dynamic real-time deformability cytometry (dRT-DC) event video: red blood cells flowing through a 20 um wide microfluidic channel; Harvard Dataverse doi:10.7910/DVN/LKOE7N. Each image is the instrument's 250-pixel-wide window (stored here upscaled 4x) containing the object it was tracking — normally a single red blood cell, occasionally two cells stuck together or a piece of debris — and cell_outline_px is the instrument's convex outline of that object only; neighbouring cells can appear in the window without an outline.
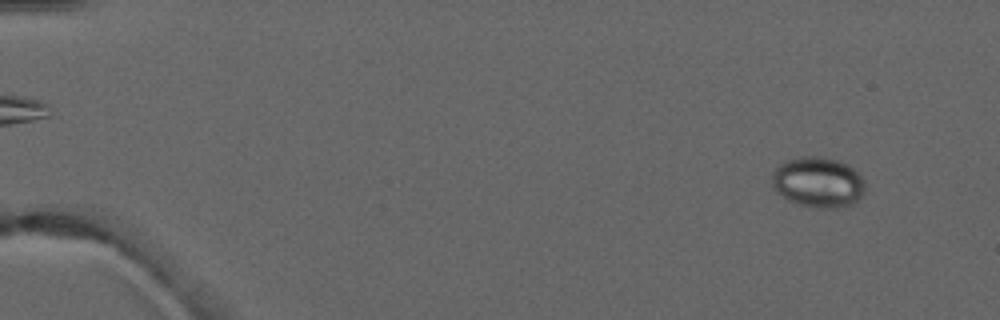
{"species": "common noctule bat (a hibernating species)", "species_latin": "Nyctalus noctula", "temperature_condition": "warm", "stored_images_in_passage": 5, "camera_frame_rate_fps": 3000, "um_per_image_px": 0.085, "animal": {"sex": "male", "forearm_length_mm": 52.5}, "frame": {"image": 1, "passage_image": 1, "time_ms": 0.0, "image_size_px": [1000, 320], "cell_outline_px": [[864, 192], [848, 208], [816, 208], [800, 204], [788, 200], [776, 192], [772, 184], [772, 172], [784, 160], [800, 156], [820, 156], [840, 160], [848, 164], [864, 180]], "centroid_in_image_um": [69.52, 15.48], "position_along_channel_um": 15.5, "area_um2": 27.69}}
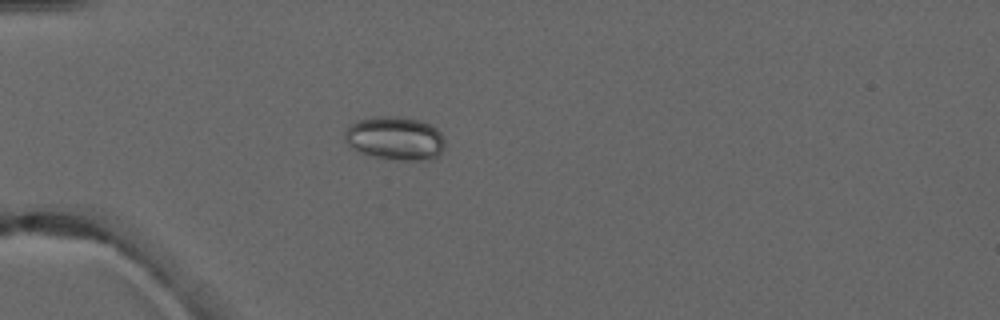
{"frame": {"image": 2, "passage_image": 4, "time_ms": 3.667, "image_size_px": [1000, 320], "cell_outline_px": [[444, 148], [432, 160], [396, 160], [376, 156], [360, 152], [348, 144], [344, 140], [344, 132], [352, 124], [360, 120], [372, 116], [392, 116], [420, 120], [432, 124], [440, 132], [444, 140]], "centroid_in_image_um": [33.61, 11.75], "position_along_channel_um": 51.4, "area_um2": 25.32}}